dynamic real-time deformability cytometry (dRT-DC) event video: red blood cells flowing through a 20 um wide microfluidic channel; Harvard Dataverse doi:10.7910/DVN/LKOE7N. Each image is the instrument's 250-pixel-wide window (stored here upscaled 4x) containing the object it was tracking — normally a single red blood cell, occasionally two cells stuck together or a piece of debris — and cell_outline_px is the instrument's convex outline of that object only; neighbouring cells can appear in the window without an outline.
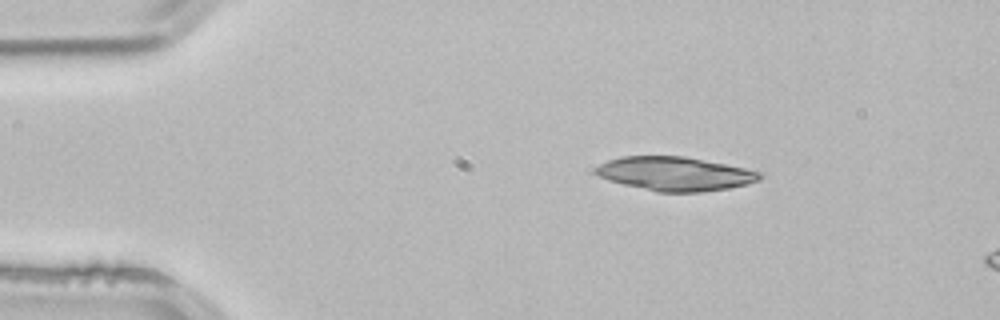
{"species": "common noctule bat (a hibernating species)", "species_latin": "Nyctalus noctula", "temperature_condition": "room temperature", "stored_images_in_passage": 3, "segment_of_instrument_passage": [1, 2], "camera_frame_rate_fps": 3000, "um_per_image_px": 0.085, "animal": {"sex": "male", "body_mass_g": 21.5, "forearm_length_mm": 52.0}, "frame": {"image": 1, "passage_image": 1, "time_ms": 0.0, "image_size_px": [1000, 320], "cell_outline_px": [[764, 176], [760, 180], [748, 184], [700, 192], [656, 192], [608, 180], [600, 176], [596, 172], [596, 168], [600, 164], [608, 160], [620, 156], [684, 156], [744, 168], [760, 172]], "centroid_in_image_um": [57.37, 14.77], "position_along_channel_um": 27.6, "area_um2": 32.08}}